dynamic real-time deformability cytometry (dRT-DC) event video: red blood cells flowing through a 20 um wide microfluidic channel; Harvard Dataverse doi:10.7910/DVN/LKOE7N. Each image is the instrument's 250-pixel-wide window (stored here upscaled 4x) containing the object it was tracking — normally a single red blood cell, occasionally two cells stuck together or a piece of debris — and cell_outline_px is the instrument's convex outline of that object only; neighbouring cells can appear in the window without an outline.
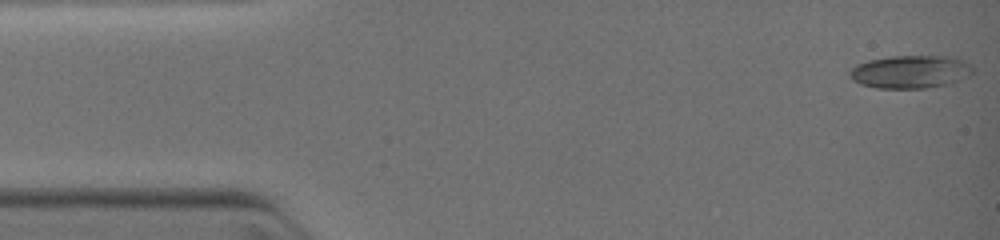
{"species": "common noctule bat (a hibernating species)", "species_latin": "Nyctalus noctula", "temperature_condition": "warm", "stored_images_in_passage": 5, "camera_frame_rate_fps": 3000, "um_per_image_px": 0.085, "animal": {"sex": "female", "body_mass_g": 19.0, "forearm_length_mm": 51.5}, "frame": {"image": 1, "passage_image": 1, "time_ms": 0.0, "image_size_px": [1000, 240], "cell_outline_px": [[972, 72], [968, 76], [944, 84], [924, 88], [876, 88], [860, 84], [852, 80], [848, 76], [848, 72], [856, 64], [868, 60], [888, 56], [948, 56], [964, 60], [972, 64]], "centroid_in_image_um": [77.32, 6.09], "position_along_channel_um": 7.7, "area_um2": 23.64}}